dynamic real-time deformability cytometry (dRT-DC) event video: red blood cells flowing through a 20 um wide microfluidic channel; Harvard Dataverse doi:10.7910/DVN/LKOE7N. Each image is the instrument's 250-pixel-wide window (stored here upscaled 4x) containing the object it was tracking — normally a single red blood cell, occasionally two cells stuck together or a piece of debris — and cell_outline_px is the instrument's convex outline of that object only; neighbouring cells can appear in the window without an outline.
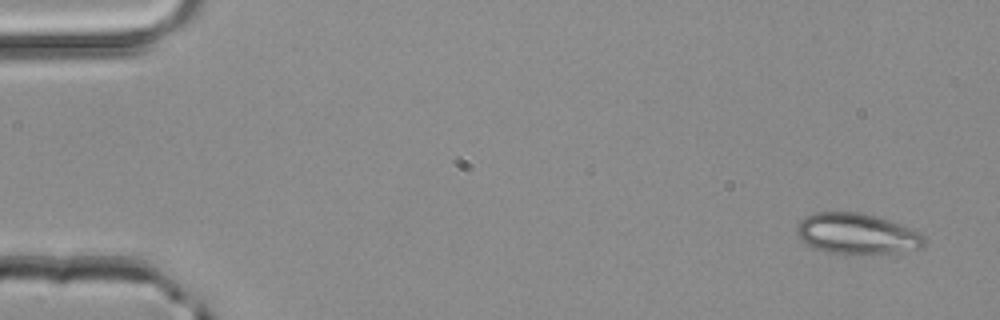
{"species": "common noctule bat (a hibernating species)", "species_latin": "Nyctalus noctula", "temperature_condition": "room temperature", "stored_images_in_passage": 4, "camera_frame_rate_fps": 3000, "um_per_image_px": 0.085, "animal": {"sex": "male", "body_mass_g": 20.4}, "frame": {"image": 1, "passage_image": 1, "time_ms": 0.0, "image_size_px": [1000, 320], "cell_outline_px": [[924, 244], [920, 248], [896, 252], [828, 252], [804, 244], [800, 240], [796, 232], [796, 228], [800, 220], [804, 216], [816, 212], [860, 212], [876, 216], [912, 228], [920, 232], [924, 236]], "centroid_in_image_um": [72.79, 19.83], "position_along_channel_um": 12.2, "area_um2": 29.82}}